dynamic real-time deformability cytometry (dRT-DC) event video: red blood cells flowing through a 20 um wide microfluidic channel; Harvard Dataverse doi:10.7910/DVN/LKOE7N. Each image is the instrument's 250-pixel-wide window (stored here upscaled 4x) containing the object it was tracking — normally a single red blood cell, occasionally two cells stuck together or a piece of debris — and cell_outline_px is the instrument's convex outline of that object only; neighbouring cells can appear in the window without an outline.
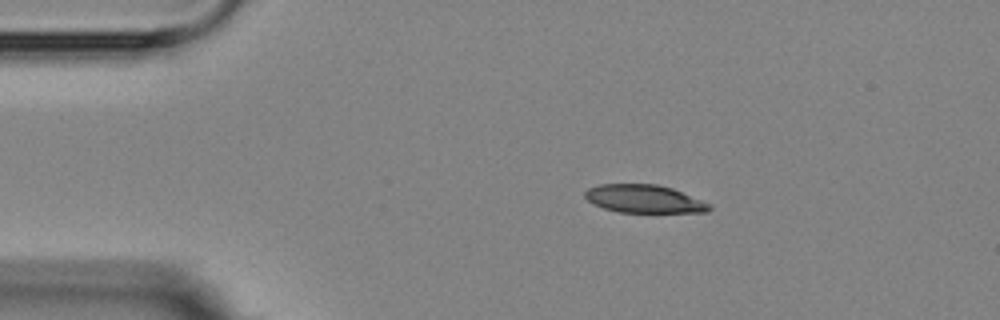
{"species": "Egyptian fruit bat (a non-hibernating species)", "species_latin": "Rousettus aegyptiacus", "temperature_condition": "room temperature", "stored_images_in_passage": 3, "camera_frame_rate_fps": 3000, "um_per_image_px": 0.085, "animal": {"sex": "female"}, "frame": {"image": 1, "passage_image": 2, "time_ms": 1.333, "image_size_px": [1000, 320], "cell_outline_px": [[712, 208], [708, 212], [620, 212], [604, 208], [588, 200], [584, 196], [584, 192], [588, 188], [600, 184], [656, 184], [672, 188], [712, 204]], "centroid_in_image_um": [54.78, 16.9], "position_along_channel_um": 30.2, "area_um2": 20.23}}